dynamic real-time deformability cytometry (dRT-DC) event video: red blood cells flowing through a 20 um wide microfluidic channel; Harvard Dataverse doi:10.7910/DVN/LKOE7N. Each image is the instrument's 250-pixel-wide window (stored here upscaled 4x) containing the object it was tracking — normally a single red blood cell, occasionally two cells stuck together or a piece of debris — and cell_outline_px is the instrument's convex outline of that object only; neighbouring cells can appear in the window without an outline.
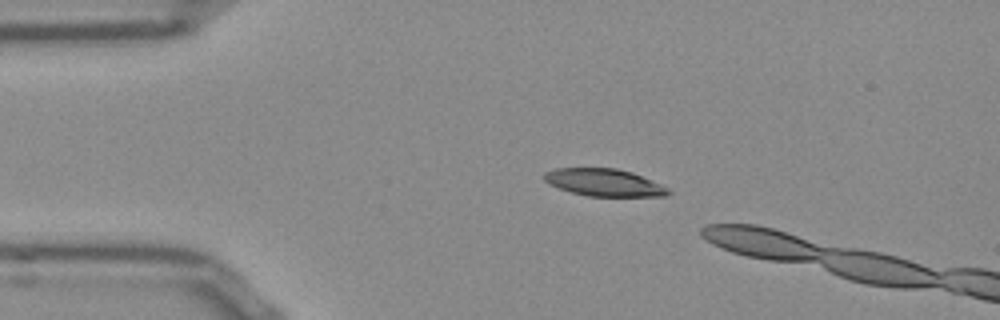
{"species": "Egyptian fruit bat (a non-hibernating species)", "species_latin": "Rousettus aegyptiacus", "temperature_condition": "room temperature", "stored_images_in_passage": 5, "camera_frame_rate_fps": 3000, "um_per_image_px": 0.085, "frame": {"image": 1, "passage_image": 1, "time_ms": 0.0, "image_size_px": [1000, 320], "cell_outline_px": [[672, 192], [668, 196], [588, 196], [572, 192], [560, 188], [544, 180], [544, 172], [556, 168], [616, 168], [632, 172], [660, 184], [668, 188]], "centroid_in_image_um": [51.38, 15.51], "position_along_channel_um": 33.6, "area_um2": 19.59}}